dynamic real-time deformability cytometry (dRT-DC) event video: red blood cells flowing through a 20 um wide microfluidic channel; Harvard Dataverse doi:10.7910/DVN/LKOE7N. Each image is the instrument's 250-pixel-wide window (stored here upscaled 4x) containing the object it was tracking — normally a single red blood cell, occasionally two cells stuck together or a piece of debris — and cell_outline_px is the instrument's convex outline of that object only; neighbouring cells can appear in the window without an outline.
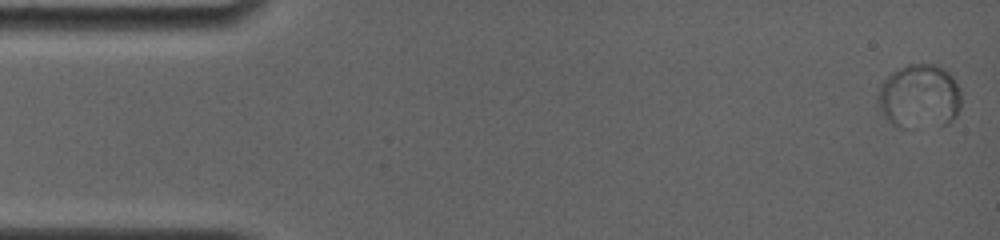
{"species": "common noctule bat (a hibernating species)", "species_latin": "Nyctalus noctula", "temperature_condition": "room temperature", "stored_images_in_passage": 117, "camera_frame_rate_fps": 4000, "um_per_image_px": 0.085, "animal": {"sex": "female", "body_mass_g": 19.0, "forearm_length_mm": 56.7}, "frame": {"image": 1, "passage_image": 1, "time_ms": 0.0, "image_size_px": [1000, 240], "cell_outline_px": [[960, 108], [956, 116], [948, 124], [904, 128], [900, 128], [892, 124], [884, 116], [876, 104], [876, 96], [880, 84], [892, 72], [908, 64], [936, 64], [948, 72], [952, 76], [960, 88]], "centroid_in_image_um": [78.12, 8.2], "position_along_channel_um": 6.9, "area_um2": 31.56}}
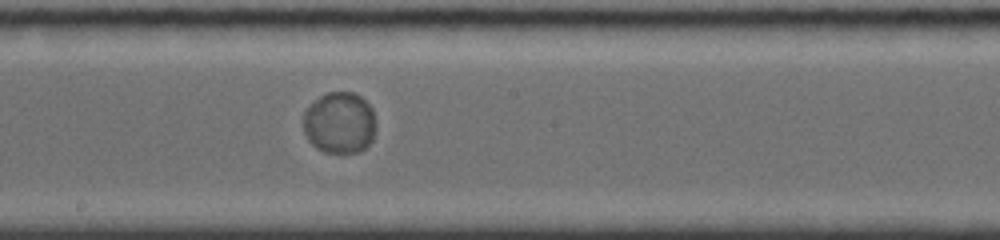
{"frame": {"image": 2, "passage_image": 54, "time_ms": 9.0, "image_size_px": [1000, 240], "cell_outline_px": [[376, 128], [372, 140], [360, 152], [324, 152], [316, 148], [308, 140], [304, 132], [304, 112], [320, 96], [328, 92], [352, 92], [360, 96], [372, 108], [376, 124]], "centroid_in_image_um": [28.88, 10.44], "position_along_channel_um": 219.3, "area_um2": 25.95}}
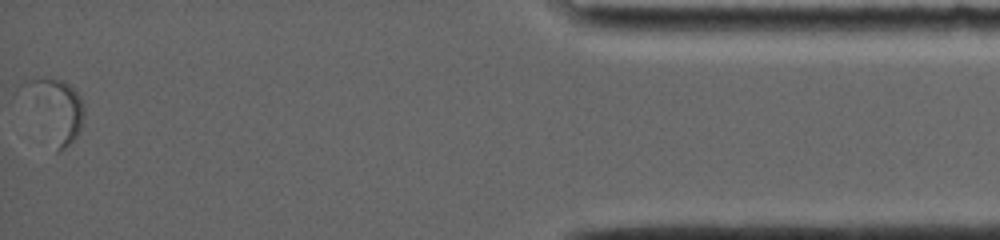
{"frame": {"image": 3, "passage_image": 116, "time_ms": 16.5, "image_size_px": [1000, 240], "cell_outline_px": [[84, 112], [80, 128], [76, 136], [64, 148], [56, 152], [32, 80], [64, 80], [80, 96], [84, 104]], "centroid_in_image_um": [5.12, 9.38], "position_along_channel_um": 430.1, "area_um2": 16.82}}